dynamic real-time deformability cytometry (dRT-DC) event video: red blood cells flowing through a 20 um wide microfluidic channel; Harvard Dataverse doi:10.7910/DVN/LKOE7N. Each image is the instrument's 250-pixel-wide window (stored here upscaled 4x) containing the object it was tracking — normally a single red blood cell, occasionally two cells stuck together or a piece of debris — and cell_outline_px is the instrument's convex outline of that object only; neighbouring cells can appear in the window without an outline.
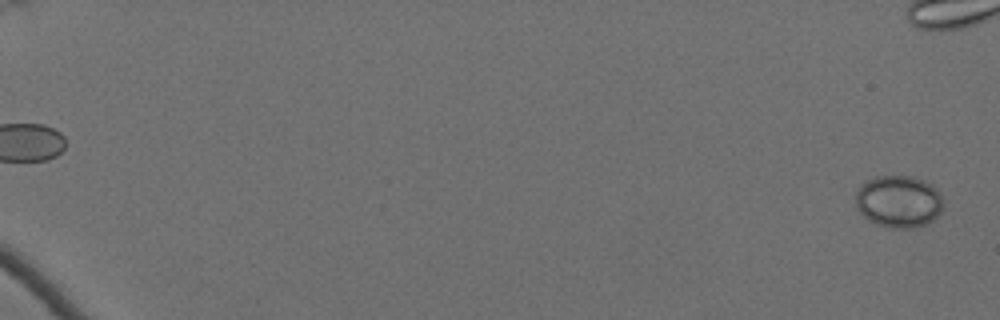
{"species": "Egyptian fruit bat (a non-hibernating species)", "species_latin": "Rousettus aegyptiacus", "temperature_condition": "cold", "stored_images_in_passage": 12, "camera_frame_rate_fps": 3000, "um_per_image_px": 0.085, "animal": {"sex": "female"}, "frame": {"image": 1, "passage_image": 3, "time_ms": 0.667, "image_size_px": [1000, 320], "cell_outline_px": [[944, 208], [932, 220], [924, 224], [912, 228], [892, 228], [876, 224], [868, 220], [856, 208], [856, 188], [860, 184], [876, 176], [912, 176], [924, 180], [932, 184], [940, 192], [944, 200]], "centroid_in_image_um": [76.39, 17.11], "position_along_channel_um": 8.6, "area_um2": 26.99}}